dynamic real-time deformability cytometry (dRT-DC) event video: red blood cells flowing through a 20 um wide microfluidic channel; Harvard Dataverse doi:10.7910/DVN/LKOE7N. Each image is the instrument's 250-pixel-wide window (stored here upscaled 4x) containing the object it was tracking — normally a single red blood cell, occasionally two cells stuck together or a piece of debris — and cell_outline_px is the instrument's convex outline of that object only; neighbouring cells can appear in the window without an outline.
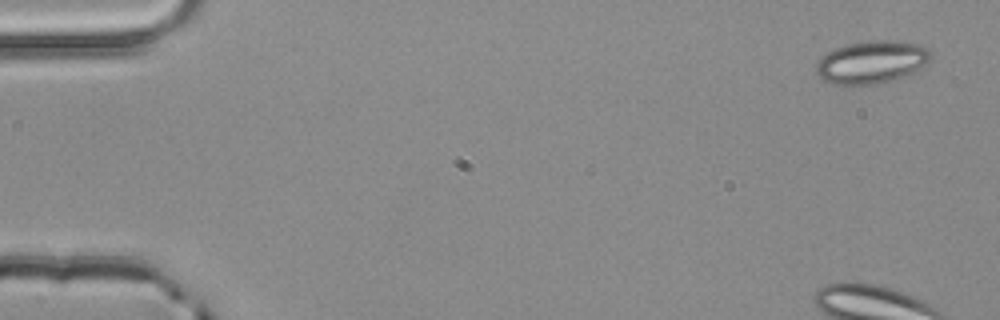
{"species": "common noctule bat (a hibernating species)", "species_latin": "Nyctalus noctula", "temperature_condition": "room temperature", "stored_images_in_passage": 4, "camera_frame_rate_fps": 3000, "um_per_image_px": 0.085, "animal": {"sex": "male", "body_mass_g": 20.4}, "frame": {"image": 1, "passage_image": 1, "time_ms": 0.0, "image_size_px": [1000, 320], "cell_outline_px": [[932, 56], [916, 72], [888, 80], [872, 84], [852, 88], [820, 80], [816, 72], [816, 64], [828, 52], [836, 48], [848, 44], [872, 40], [884, 40], [916, 44], [928, 48], [932, 52]], "centroid_in_image_um": [74.05, 5.31], "position_along_channel_um": 11.0, "area_um2": 28.5}}